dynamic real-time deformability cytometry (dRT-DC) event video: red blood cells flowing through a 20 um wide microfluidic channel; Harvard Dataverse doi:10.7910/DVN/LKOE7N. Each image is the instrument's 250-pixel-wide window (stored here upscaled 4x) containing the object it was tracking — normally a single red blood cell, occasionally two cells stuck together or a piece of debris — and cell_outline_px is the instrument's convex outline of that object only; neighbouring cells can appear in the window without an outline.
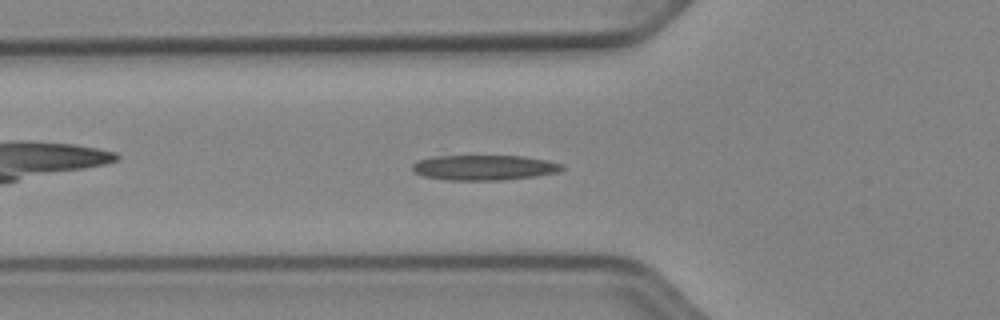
{"species": "Egyptian fruit bat (a non-hibernating species)", "species_latin": "Rousettus aegyptiacus", "temperature_condition": "cold", "stored_images_in_passage": 43, "camera_frame_rate_fps": 3000, "um_per_image_px": 0.085, "animal": {"sex": "female"}, "frame": {"image": 1, "passage_image": 8, "time_ms": 2.333, "image_size_px": [1000, 320], "cell_outline_px": [[564, 168], [560, 172], [536, 176], [504, 180], [448, 180], [424, 176], [412, 172], [412, 164], [420, 160], [432, 156], [520, 156], [548, 160], [564, 164]], "centroid_in_image_um": [41.18, 14.24], "position_along_channel_um": 84.6, "area_um2": 22.08}}
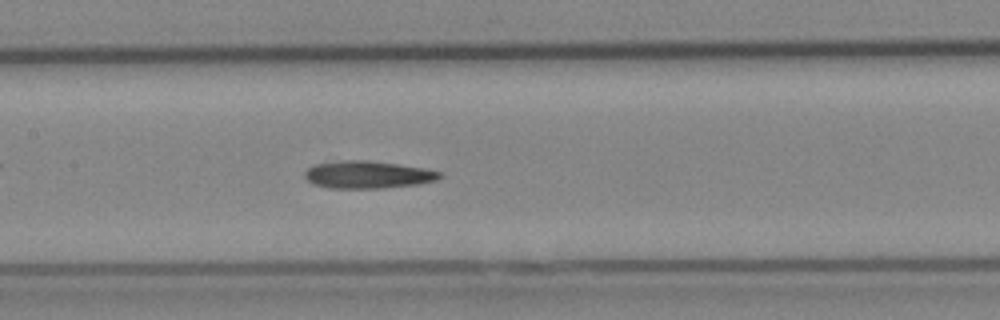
{"frame": {"image": 2, "passage_image": 15, "time_ms": 4.667, "image_size_px": [1000, 320], "cell_outline_px": [[444, 176], [436, 180], [420, 184], [384, 188], [328, 188], [312, 184], [304, 176], [304, 172], [312, 164], [344, 160], [368, 160], [424, 168], [440, 172]], "centroid_in_image_um": [31.24, 14.85], "position_along_channel_um": 176.2, "area_um2": 21.73}}
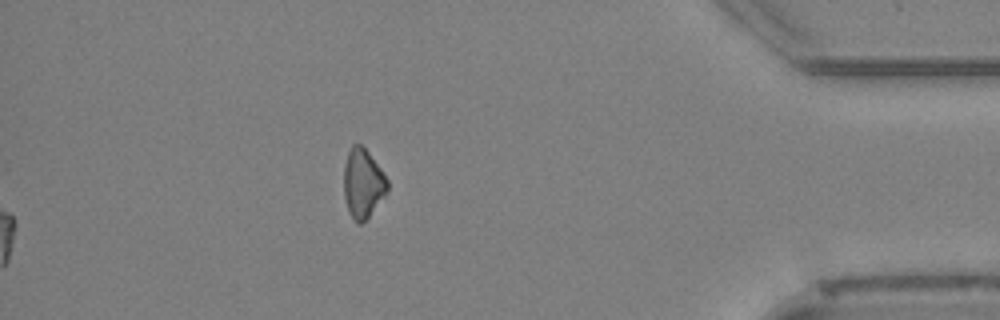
{"frame": {"image": 3, "passage_image": 43, "time_ms": 14.0, "image_size_px": [1000, 320], "cell_outline_px": [[388, 192], [368, 216], [360, 224], [356, 224], [348, 212], [344, 196], [344, 164], [348, 152], [352, 144], [360, 144], [368, 152], [380, 168], [388, 180]], "centroid_in_image_um": [30.83, 15.6], "position_along_channel_um": 404.4, "area_um2": 17.51}}